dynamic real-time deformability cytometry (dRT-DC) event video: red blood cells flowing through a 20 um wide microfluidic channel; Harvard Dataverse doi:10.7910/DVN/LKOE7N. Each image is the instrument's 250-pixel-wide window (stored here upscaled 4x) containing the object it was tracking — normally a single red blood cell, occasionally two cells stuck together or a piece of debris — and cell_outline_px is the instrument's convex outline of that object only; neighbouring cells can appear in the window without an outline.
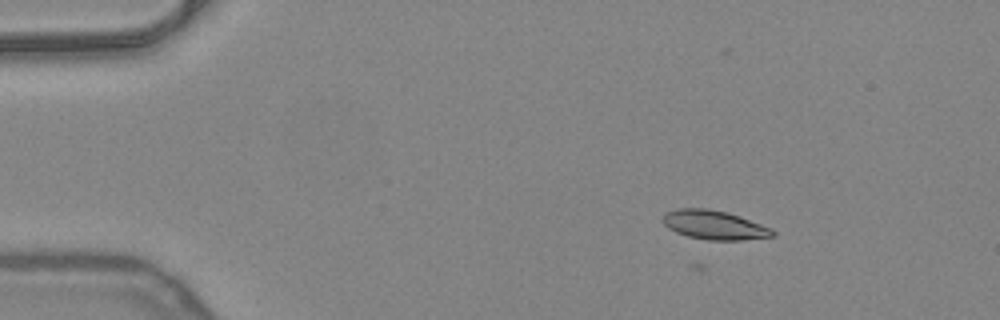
{"species": "common noctule bat (a hibernating species)", "species_latin": "Nyctalus noctula", "temperature_condition": "warm", "stored_images_in_passage": 40, "camera_frame_rate_fps": 3000, "um_per_image_px": 0.085, "animal": {"sex": "female", "body_mass_g": 24.6, "forearm_length_mm": 56.2}, "frame": {"image": 1, "passage_image": 1, "time_ms": 0.0, "image_size_px": [1000, 320], "cell_outline_px": [[776, 236], [740, 240], [708, 240], [688, 236], [676, 232], [668, 228], [664, 224], [664, 216], [668, 212], [680, 208], [708, 208], [728, 212], [772, 228], [776, 232]], "centroid_in_image_um": [60.76, 19.12], "position_along_channel_um": 24.2, "area_um2": 18.5}}
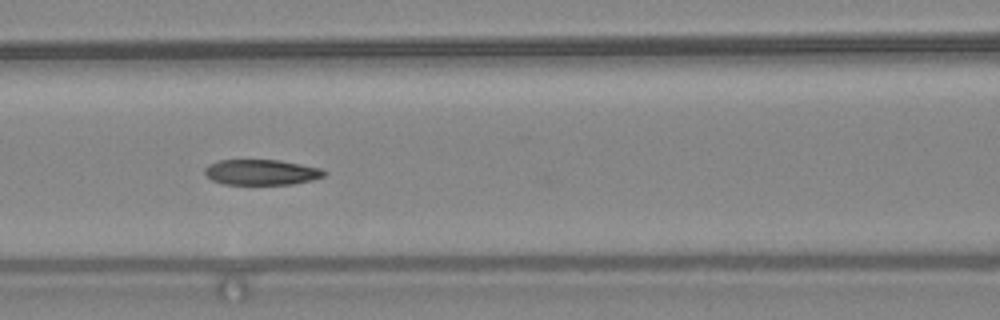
{"frame": {"image": 2, "passage_image": 16, "time_ms": 5.0, "image_size_px": [1000, 320], "cell_outline_px": [[328, 172], [324, 176], [312, 180], [292, 184], [224, 184], [212, 180], [204, 172], [204, 168], [208, 164], [220, 160], [280, 160], [320, 168]], "centroid_in_image_um": [22.22, 14.63], "position_along_channel_um": 144.4, "area_um2": 17.69}}
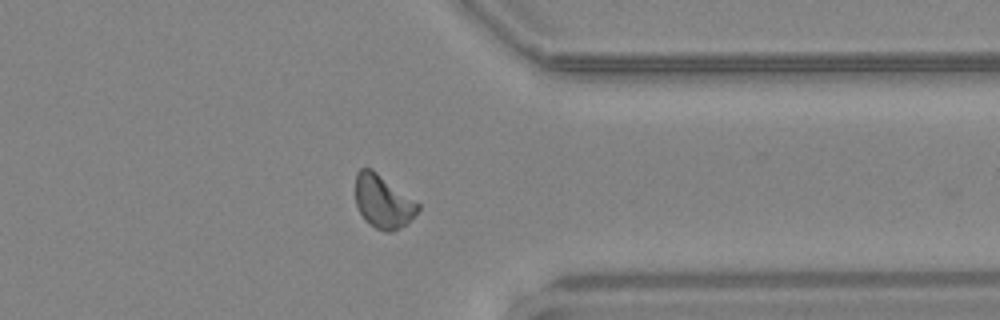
{"frame": {"image": 3, "passage_image": 34, "time_ms": 11.0, "image_size_px": [1000, 320], "cell_outline_px": [[420, 208], [400, 228], [392, 232], [388, 232], [376, 228], [368, 224], [364, 220], [356, 204], [356, 172], [360, 168], [372, 168], [420, 204]], "centroid_in_image_um": [32.53, 17.12], "position_along_channel_um": 378.9, "area_um2": 19.19}, "authors_computed_cell_mechanics": {"area_um2": 18.785, "velocity_mm_per_s": 4.0352, "shape_relaxation_time_tau1_ms": 4.197, "shape_relaxation_time_tau2_ms": 2.1789, "deformation_change_tau1": 0.1429, "deformation_change_tau2": 0.0851}}